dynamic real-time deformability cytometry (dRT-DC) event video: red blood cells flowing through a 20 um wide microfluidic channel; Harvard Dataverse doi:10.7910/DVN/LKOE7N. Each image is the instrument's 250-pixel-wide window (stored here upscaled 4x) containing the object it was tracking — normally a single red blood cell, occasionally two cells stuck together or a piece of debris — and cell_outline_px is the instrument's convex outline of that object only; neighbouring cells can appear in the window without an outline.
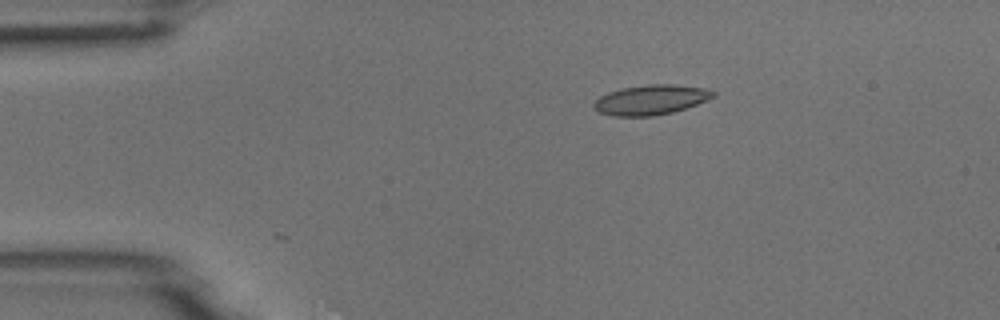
{"species": "common noctule bat (a hibernating species)", "species_latin": "Nyctalus noctula", "temperature_condition": "room temperature", "stored_images_in_passage": 6, "camera_frame_rate_fps": 3000, "um_per_image_px": 0.085, "animal": {"sex": "male", "body_mass_g": 18.8}, "frame": {"image": 1, "passage_image": 3, "time_ms": 2.333, "image_size_px": [1000, 320], "cell_outline_px": [[716, 96], [696, 104], [672, 112], [652, 116], [616, 116], [600, 112], [592, 108], [592, 104], [600, 96], [608, 92], [620, 88], [648, 84], [676, 84], [704, 88], [716, 92]], "centroid_in_image_um": [55.3, 8.47], "position_along_channel_um": 29.7, "area_um2": 20.75}}
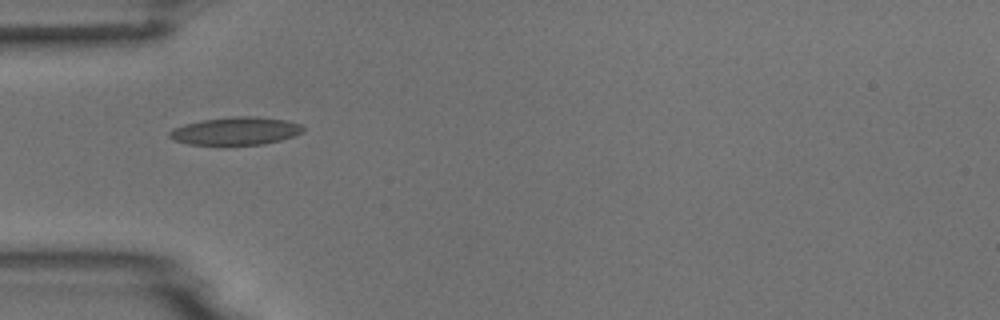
{"frame": {"image": 2, "passage_image": 5, "time_ms": 4.667, "image_size_px": [1000, 320], "cell_outline_px": [[304, 132], [296, 136], [264, 144], [224, 148], [188, 144], [176, 140], [168, 136], [168, 132], [172, 128], [184, 124], [200, 120], [232, 116], [256, 116], [288, 120], [300, 124], [304, 128]], "centroid_in_image_um": [20.02, 11.17], "position_along_channel_um": 65.0, "area_um2": 22.89}}